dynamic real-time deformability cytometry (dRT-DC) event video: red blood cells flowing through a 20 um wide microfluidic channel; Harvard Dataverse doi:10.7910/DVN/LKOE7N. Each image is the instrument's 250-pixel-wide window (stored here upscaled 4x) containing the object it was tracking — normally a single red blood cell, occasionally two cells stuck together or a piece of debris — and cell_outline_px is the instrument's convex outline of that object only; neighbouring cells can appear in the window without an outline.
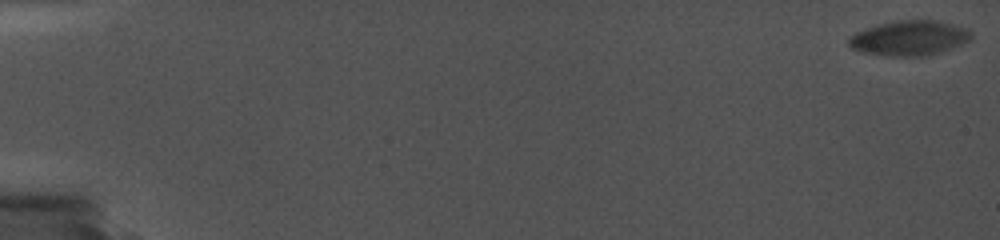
{"species": "common noctule bat (a hibernating species)", "species_latin": "Nyctalus noctula", "temperature_condition": "cold", "stored_images_in_passage": 71, "camera_frame_rate_fps": 5000, "um_per_image_px": 0.085, "animal": {"sex": "female", "body_mass_g": 19.0, "forearm_length_mm": 56.7}, "frame": {"image": 1, "passage_image": 1, "time_ms": 0.0, "image_size_px": [1000, 240], "cell_outline_px": [[972, 36], [968, 40], [952, 48], [928, 56], [888, 56], [864, 52], [852, 48], [848, 44], [848, 40], [852, 36], [868, 28], [880, 24], [900, 20], [932, 20], [948, 24], [960, 28], [968, 32]], "centroid_in_image_um": [77.26, 3.26], "position_along_channel_um": 7.7, "area_um2": 24.04}}
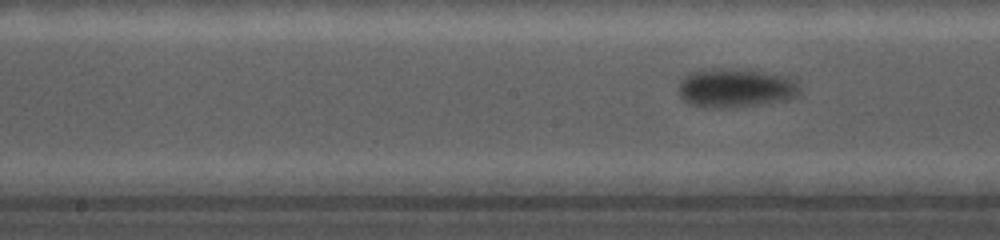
{"frame": {"image": 2, "passage_image": 44, "time_ms": 10.6, "image_size_px": [1000, 240], "cell_outline_px": [[800, 92], [796, 96], [788, 100], [760, 104], [724, 108], [704, 108], [688, 104], [680, 96], [680, 80], [692, 72], [712, 68], [720, 68], [764, 72], [784, 76], [796, 80], [800, 88]], "centroid_in_image_um": [62.53, 7.5], "position_along_channel_um": 185.7, "area_um2": 27.46}}
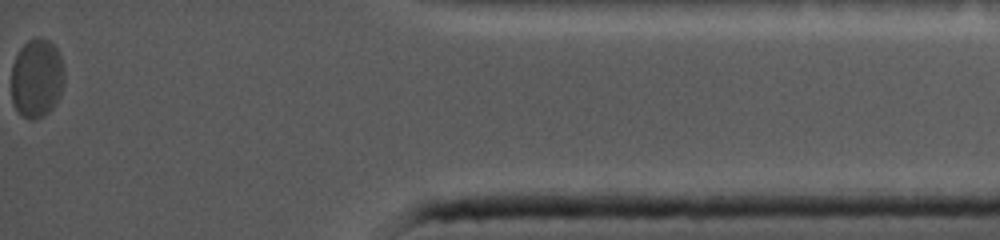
{"frame": {"image": 3, "passage_image": 71, "time_ms": 18.6, "image_size_px": [1000, 240], "cell_outline_px": [[64, 84], [60, 96], [52, 108], [48, 112], [36, 120], [28, 120], [20, 116], [12, 100], [12, 64], [20, 48], [28, 40], [36, 36], [40, 36], [48, 40], [56, 48], [60, 56], [64, 72]], "centroid_in_image_um": [3.12, 6.66], "position_along_channel_um": 432.1, "area_um2": 24.62}}